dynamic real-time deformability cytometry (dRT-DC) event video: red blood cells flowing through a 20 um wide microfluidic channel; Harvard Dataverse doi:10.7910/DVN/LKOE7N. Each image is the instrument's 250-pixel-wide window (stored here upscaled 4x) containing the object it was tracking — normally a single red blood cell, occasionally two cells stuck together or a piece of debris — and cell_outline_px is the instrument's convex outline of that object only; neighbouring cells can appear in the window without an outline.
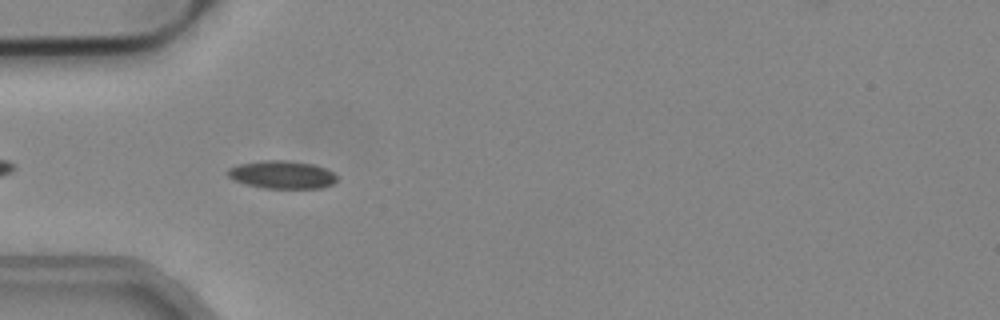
{"species": "common noctule bat (a hibernating species)", "species_latin": "Nyctalus noctula", "temperature_condition": "cold", "stored_images_in_passage": 7, "camera_frame_rate_fps": 3000, "um_per_image_px": 0.085, "animal": {"sex": "male", "body_mass_g": 19.2, "forearm_length_mm": 51.8}, "frame": {"image": 1, "passage_image": 4, "time_ms": 1.0, "image_size_px": [1000, 320], "cell_outline_px": [[336, 180], [332, 184], [320, 188], [264, 188], [244, 184], [228, 176], [224, 172], [228, 168], [236, 164], [264, 160], [284, 160], [312, 164], [324, 168], [332, 172], [336, 176]], "centroid_in_image_um": [23.91, 14.84], "position_along_channel_um": 61.1, "area_um2": 17.74}}